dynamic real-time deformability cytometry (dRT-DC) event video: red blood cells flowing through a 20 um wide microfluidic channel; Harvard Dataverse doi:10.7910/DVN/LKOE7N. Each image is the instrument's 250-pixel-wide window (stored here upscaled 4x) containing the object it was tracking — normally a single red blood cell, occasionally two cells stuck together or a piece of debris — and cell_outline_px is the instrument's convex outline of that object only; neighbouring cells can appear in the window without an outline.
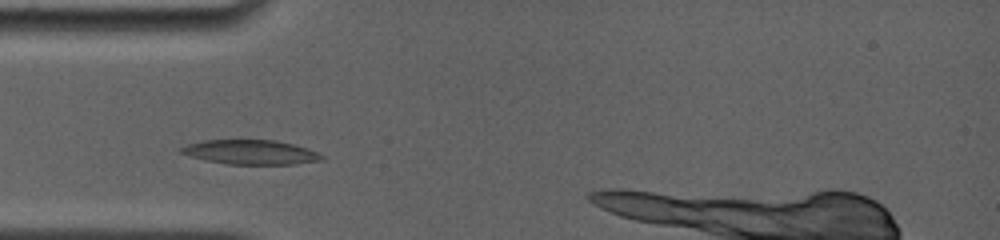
{"species": "common noctule bat (a hibernating species)", "species_latin": "Nyctalus noctula", "temperature_condition": "room temperature", "stored_images_in_passage": 5, "camera_frame_rate_fps": 4000, "um_per_image_px": 0.085, "animal": {"sex": "female", "body_mass_g": 19.0, "forearm_length_mm": 56.7}, "frame": {"image": 1, "passage_image": 4, "time_ms": 2.25, "image_size_px": [1000, 240], "cell_outline_px": [[324, 160], [292, 164], [228, 164], [208, 160], [192, 156], [180, 152], [180, 148], [188, 144], [204, 140], [276, 140], [308, 148], [324, 156]], "centroid_in_image_um": [21.34, 12.93], "position_along_channel_um": 63.7, "area_um2": 19.77}}